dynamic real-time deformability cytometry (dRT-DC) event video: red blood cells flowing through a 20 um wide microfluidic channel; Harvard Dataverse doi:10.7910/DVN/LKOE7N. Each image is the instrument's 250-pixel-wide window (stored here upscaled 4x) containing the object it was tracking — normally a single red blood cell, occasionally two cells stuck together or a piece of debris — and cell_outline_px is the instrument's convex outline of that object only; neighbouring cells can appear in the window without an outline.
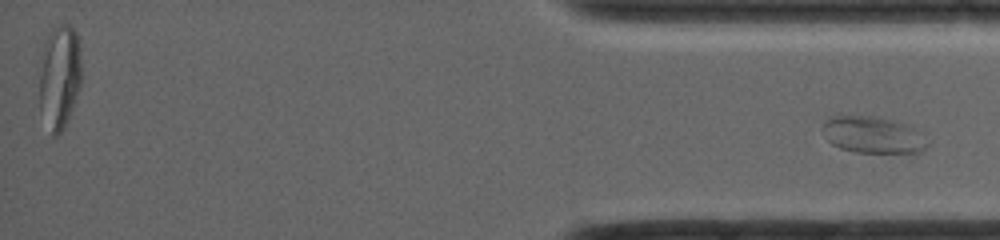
{"species": "common noctule bat (a hibernating species)", "species_latin": "Nyctalus noctula", "temperature_condition": "room temperature", "stored_images_in_passage": 60, "segment_of_instrument_passage": [2, 2], "camera_frame_rate_fps": 4000, "um_per_image_px": 0.085, "animal": {"sex": "female", "body_mass_g": 19.0, "forearm_length_mm": 56.7}, "frame": {"image": 1, "passage_image": 60, "time_ms": 14.75, "image_size_px": [1000, 240], "cell_outline_px": [[928, 144], [920, 152], [856, 152], [840, 148], [832, 144], [824, 136], [820, 128], [824, 120], [832, 116], [848, 112], [872, 116], [892, 120], [904, 124], [920, 132]], "centroid_in_image_um": [74.07, 11.41], "position_along_channel_um": 361.1, "area_um2": 22.77}}